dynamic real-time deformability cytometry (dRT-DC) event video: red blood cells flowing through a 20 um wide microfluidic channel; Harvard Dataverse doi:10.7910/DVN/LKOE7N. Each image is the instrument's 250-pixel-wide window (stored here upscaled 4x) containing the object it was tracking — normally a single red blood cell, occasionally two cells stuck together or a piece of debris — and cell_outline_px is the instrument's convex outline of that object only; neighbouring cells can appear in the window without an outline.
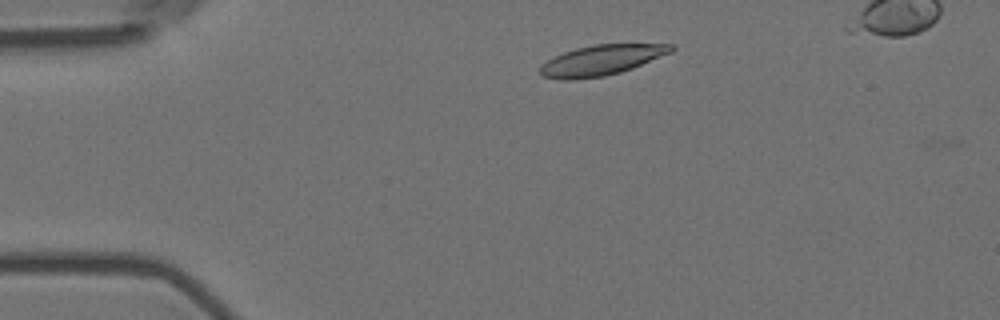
{"species": "Egyptian fruit bat (a non-hibernating species)", "species_latin": "Rousettus aegyptiacus", "temperature_condition": "room temperature", "stored_images_in_passage": 7, "camera_frame_rate_fps": 3000, "um_per_image_px": 0.085, "animal": {"sex": "female"}, "frame": {"image": 1, "passage_image": 2, "time_ms": 0.333, "image_size_px": [1000, 320], "cell_outline_px": [[676, 48], [672, 52], [632, 68], [620, 72], [604, 76], [576, 80], [560, 80], [540, 76], [540, 68], [548, 60], [564, 52], [576, 48], [592, 44], [676, 44]], "centroid_in_image_um": [51.13, 5.12], "position_along_channel_um": 33.9, "area_um2": 23.18}}
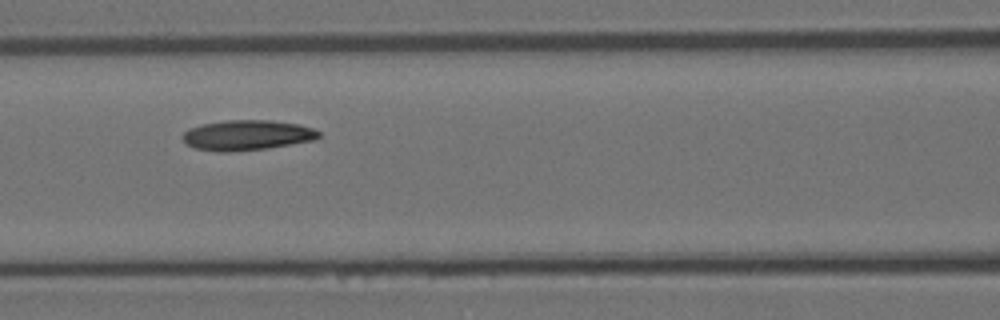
{"frame": {"image": 2, "passage_image": 6, "time_ms": 1.667, "image_size_px": [1000, 320], "cell_outline_px": [[320, 136], [312, 140], [268, 148], [228, 152], [216, 152], [196, 148], [184, 144], [180, 136], [188, 128], [204, 124], [224, 120], [272, 120], [300, 124], [312, 128], [320, 132]], "centroid_in_image_um": [20.94, 11.49], "position_along_channel_um": 145.7, "area_um2": 24.1}}
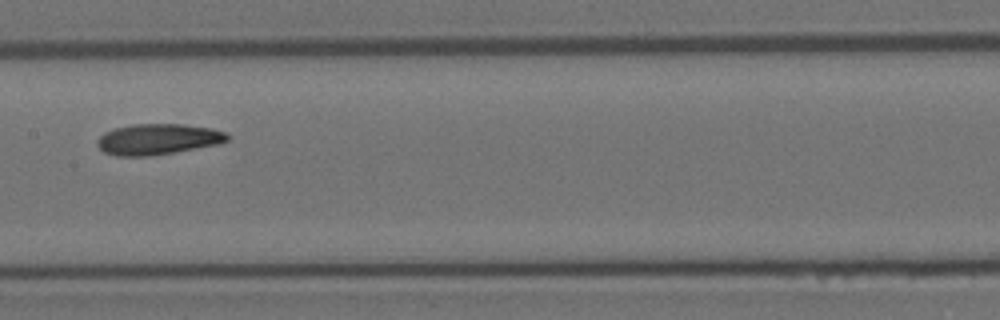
{"frame": {"image": 3, "passage_image": 7, "time_ms": 2.0, "image_size_px": [1000, 320], "cell_outline_px": [[228, 140], [216, 144], [196, 148], [148, 156], [116, 156], [104, 152], [96, 144], [96, 140], [104, 132], [116, 128], [132, 124], [184, 124], [212, 128], [224, 132], [228, 136]], "centroid_in_image_um": [13.37, 11.83], "position_along_channel_um": 194.0, "area_um2": 23.18}}